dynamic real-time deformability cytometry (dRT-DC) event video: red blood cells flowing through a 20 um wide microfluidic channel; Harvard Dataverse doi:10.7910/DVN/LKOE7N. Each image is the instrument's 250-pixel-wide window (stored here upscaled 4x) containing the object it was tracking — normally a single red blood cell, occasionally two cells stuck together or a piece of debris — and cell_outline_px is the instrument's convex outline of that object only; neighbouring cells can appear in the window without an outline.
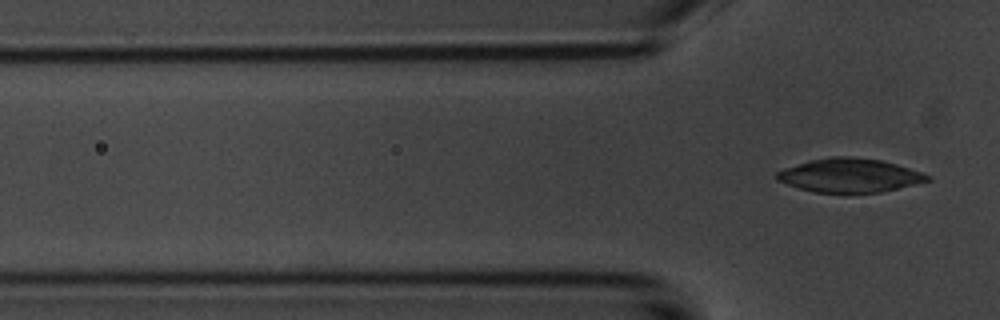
{"species": "common noctule bat (a hibernating species)", "species_latin": "Nyctalus noctula", "temperature_condition": "room temperature", "stored_images_in_passage": 6, "camera_frame_rate_fps": 3000, "um_per_image_px": 0.085, "animal": {"sex": "male", "body_mass_g": 20.1, "forearm_length_mm": 53.5}, "frame": {"image": 1, "passage_image": 6, "time_ms": 6.0, "image_size_px": [1000, 320], "cell_outline_px": [[932, 180], [880, 192], [812, 192], [776, 180], [776, 172], [784, 168], [808, 160], [832, 156], [848, 156], [880, 160], [896, 164], [932, 176]], "centroid_in_image_um": [72.2, 14.9], "position_along_channel_um": 53.6, "area_um2": 29.42}}